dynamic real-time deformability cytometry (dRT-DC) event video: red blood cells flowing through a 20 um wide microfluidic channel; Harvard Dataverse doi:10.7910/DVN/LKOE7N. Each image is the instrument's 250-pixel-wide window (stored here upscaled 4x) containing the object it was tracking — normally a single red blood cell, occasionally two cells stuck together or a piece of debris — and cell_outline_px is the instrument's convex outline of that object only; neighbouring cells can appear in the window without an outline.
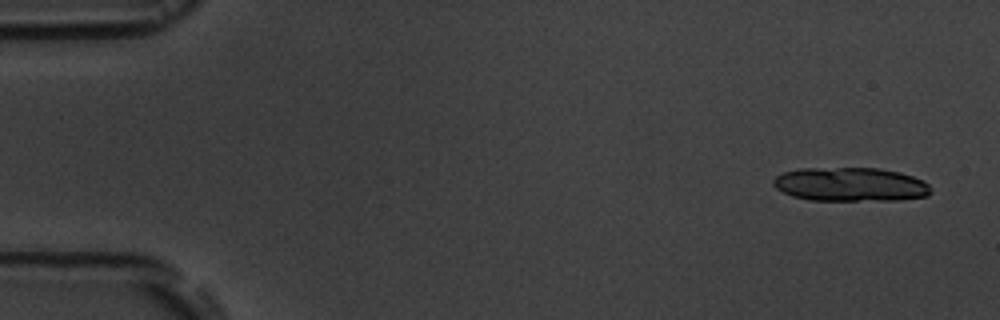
{"species": "common noctule bat (a hibernating species)", "species_latin": "Nyctalus noctula", "temperature_condition": "room temperature", "stored_images_in_passage": 5, "camera_frame_rate_fps": 3000, "um_per_image_px": 0.085, "animal": {"sex": "male", "body_mass_g": 19.5, "forearm_length_mm": 54.6}, "frame": {"image": 1, "passage_image": 1, "time_ms": 0.0, "image_size_px": [1000, 320], "cell_outline_px": [[932, 192], [928, 196], [900, 200], [812, 200], [792, 196], [776, 188], [772, 184], [772, 180], [776, 176], [784, 172], [800, 168], [880, 168], [900, 172], [924, 180], [928, 184]], "centroid_in_image_um": [72.31, 15.67], "position_along_channel_um": 12.7, "area_um2": 31.27}}